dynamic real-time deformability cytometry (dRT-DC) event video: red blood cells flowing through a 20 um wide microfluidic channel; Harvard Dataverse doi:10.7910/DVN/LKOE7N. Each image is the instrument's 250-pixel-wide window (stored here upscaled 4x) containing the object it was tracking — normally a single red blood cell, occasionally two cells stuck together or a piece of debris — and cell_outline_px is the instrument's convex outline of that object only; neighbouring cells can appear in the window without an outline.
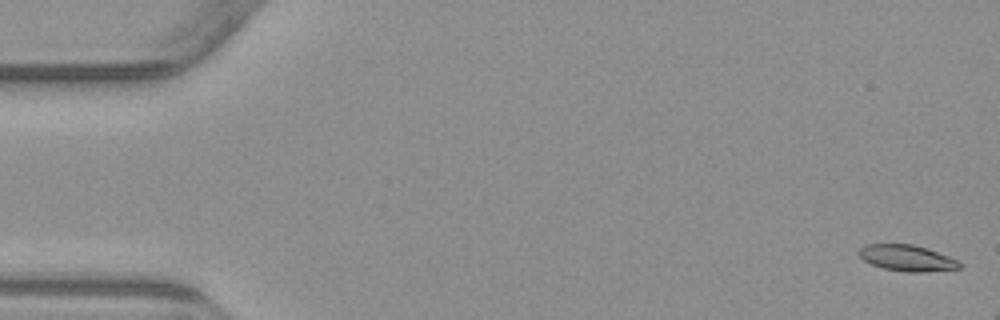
{"species": "common noctule bat (a hibernating species)", "species_latin": "Nyctalus noctula", "temperature_condition": "warm", "stored_images_in_passage": 4, "camera_frame_rate_fps": 3000, "um_per_image_px": 0.085, "animal": {"sex": "male", "body_mass_g": 23.1, "forearm_length_mm": 52.7}, "frame": {"image": 1, "passage_image": 1, "time_ms": 0.0, "image_size_px": [1000, 320], "cell_outline_px": [[964, 264], [960, 268], [920, 272], [908, 272], [884, 268], [872, 264], [864, 260], [856, 252], [864, 244], [912, 244], [928, 248], [948, 256]], "centroid_in_image_um": [77.08, 21.92], "position_along_channel_um": 7.9, "area_um2": 15.26}}